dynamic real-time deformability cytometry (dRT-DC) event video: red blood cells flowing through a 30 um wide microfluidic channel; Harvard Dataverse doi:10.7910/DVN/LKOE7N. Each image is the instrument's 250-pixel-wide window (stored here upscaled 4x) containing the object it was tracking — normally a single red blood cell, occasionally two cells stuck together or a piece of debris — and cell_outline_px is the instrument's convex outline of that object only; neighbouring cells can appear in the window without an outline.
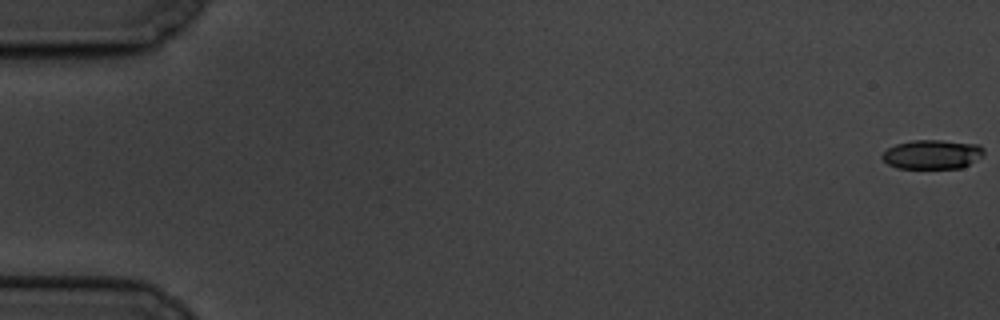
{"species": "common noctule bat (a hibernating species)", "species_latin": "Nyctalus noctula", "temperature_condition": "cold", "stored_images_in_passage": 11, "camera_frame_rate_fps": 3000, "um_per_image_px": 0.085, "animal": {"sex": "male", "body_mass_g": 19.5, "forearm_length_mm": 54.6}, "frame": {"image": 1, "passage_image": 1, "time_ms": 0.0, "image_size_px": [1000, 320], "cell_outline_px": [[984, 152], [980, 156], [968, 164], [960, 168], [896, 168], [888, 164], [880, 156], [888, 148], [896, 144], [912, 140], [940, 140], [980, 144], [984, 148]], "centroid_in_image_um": [79.22, 13.11], "position_along_channel_um": 5.8, "area_um2": 17.22}}
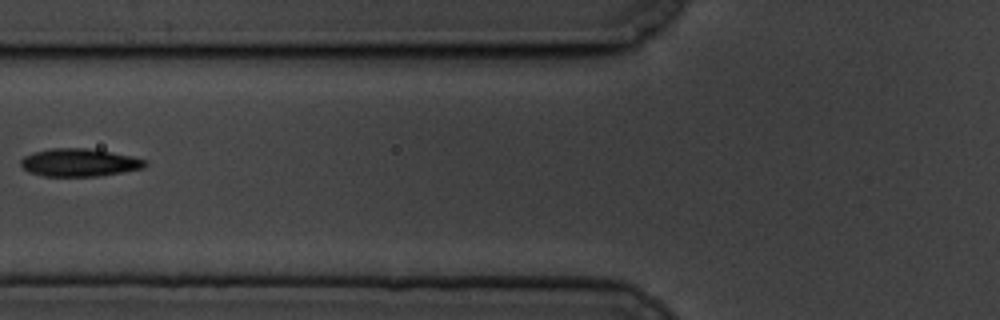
{"frame": {"image": 2, "passage_image": 7, "time_ms": 8.0, "image_size_px": [1000, 320], "cell_outline_px": [[148, 164], [144, 168], [96, 176], [44, 176], [32, 172], [24, 168], [20, 164], [20, 160], [24, 156], [32, 152], [52, 148], [88, 148], [132, 156], [148, 160]], "centroid_in_image_um": [6.76, 13.8], "position_along_channel_um": 119.0, "area_um2": 20.06}}
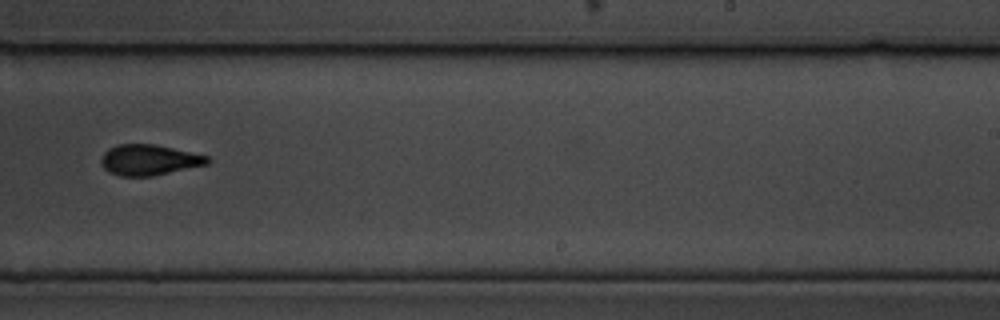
{"frame": {"image": 3, "passage_image": 11, "time_ms": 12.667, "image_size_px": [1000, 320], "cell_outline_px": [[212, 160], [208, 164], [152, 176], [120, 176], [108, 172], [100, 164], [100, 160], [104, 152], [108, 148], [116, 144], [156, 144], [208, 156]], "centroid_in_image_um": [12.65, 13.59], "position_along_channel_um": 276.4, "area_um2": 19.13}}